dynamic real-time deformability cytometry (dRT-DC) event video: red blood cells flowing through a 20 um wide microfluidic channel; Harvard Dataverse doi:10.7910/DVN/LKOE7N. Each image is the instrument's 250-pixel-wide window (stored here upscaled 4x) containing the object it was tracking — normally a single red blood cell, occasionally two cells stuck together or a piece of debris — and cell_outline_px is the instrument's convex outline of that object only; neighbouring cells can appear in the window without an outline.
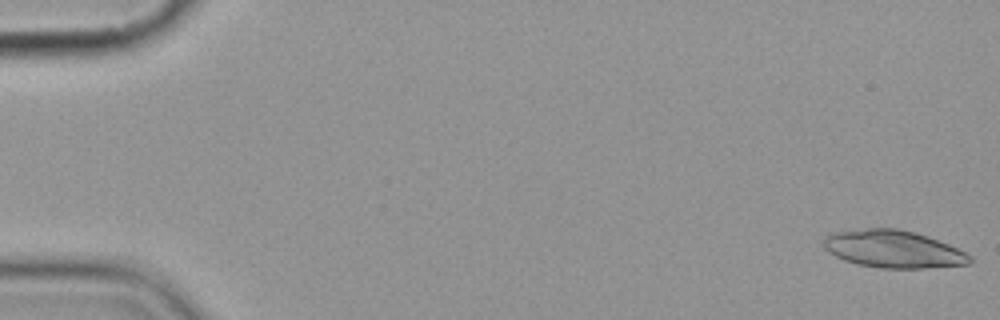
{"species": "common noctule bat (a hibernating species)", "species_latin": "Nyctalus noctula", "temperature_condition": "cold", "stored_images_in_passage": 6, "camera_frame_rate_fps": 3000, "um_per_image_px": 0.085, "animal": {"sex": "female", "body_mass_g": 19.9}, "frame": {"image": 1, "passage_image": 1, "time_ms": 0.0, "image_size_px": [1000, 320], "cell_outline_px": [[972, 264], [920, 268], [880, 268], [856, 264], [844, 260], [828, 252], [824, 248], [824, 236], [836, 232], [868, 228], [896, 228], [928, 236], [948, 244], [972, 256]], "centroid_in_image_um": [75.93, 21.18], "position_along_channel_um": 9.1, "area_um2": 31.79}}